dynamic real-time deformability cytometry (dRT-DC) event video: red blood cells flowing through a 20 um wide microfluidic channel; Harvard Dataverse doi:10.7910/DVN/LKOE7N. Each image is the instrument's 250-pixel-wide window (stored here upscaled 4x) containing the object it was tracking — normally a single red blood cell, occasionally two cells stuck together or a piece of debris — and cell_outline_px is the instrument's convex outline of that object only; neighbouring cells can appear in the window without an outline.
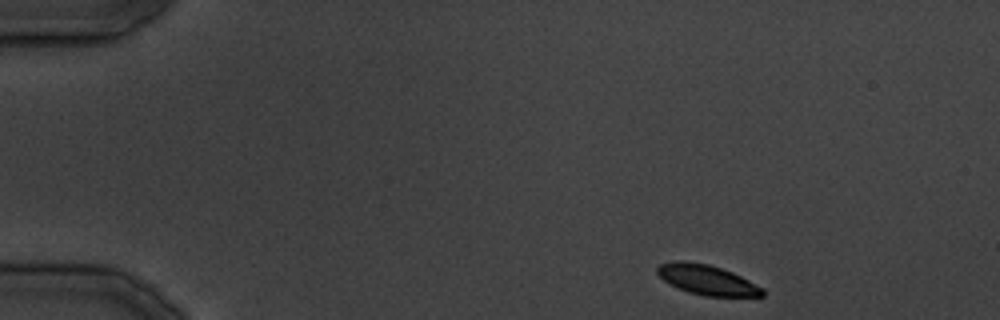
{"species": "common noctule bat (a hibernating species)", "species_latin": "Nyctalus noctula", "temperature_condition": "cold", "stored_images_in_passage": 7, "camera_frame_rate_fps": 3000, "um_per_image_px": 0.085, "animal": {"sex": "male", "body_mass_g": 19.5, "forearm_length_mm": 54.6}, "frame": {"image": 1, "passage_image": 1, "time_ms": 0.0, "image_size_px": [1000, 320], "cell_outline_px": [[764, 296], [704, 296], [688, 292], [664, 280], [656, 272], [656, 268], [660, 264], [676, 260], [684, 260], [708, 264], [732, 272], [764, 288]], "centroid_in_image_um": [60.1, 23.78], "position_along_channel_um": 24.9, "area_um2": 18.21}}